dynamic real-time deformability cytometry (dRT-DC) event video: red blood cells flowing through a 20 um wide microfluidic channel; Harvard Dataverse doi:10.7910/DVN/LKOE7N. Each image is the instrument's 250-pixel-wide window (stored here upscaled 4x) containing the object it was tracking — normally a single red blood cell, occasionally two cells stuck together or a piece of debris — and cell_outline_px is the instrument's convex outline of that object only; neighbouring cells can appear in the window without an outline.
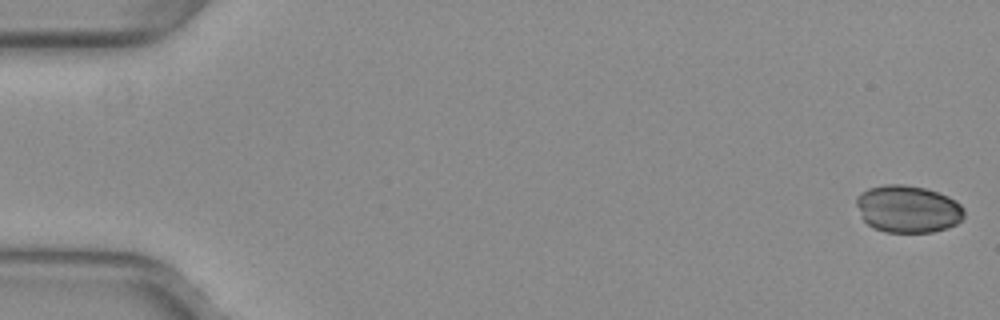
{"species": "common noctule bat (a hibernating species)", "species_latin": "Nyctalus noctula", "temperature_condition": "warm", "stored_images_in_passage": 52, "camera_frame_rate_fps": 3000, "um_per_image_px": 0.085, "animal": {"sex": "female", "body_mass_g": 29.2, "forearm_length_mm": 56.3}, "frame": {"image": 1, "passage_image": 1, "time_ms": 0.0, "image_size_px": [1000, 320], "cell_outline_px": [[964, 216], [956, 224], [948, 228], [932, 232], [884, 232], [872, 228], [860, 216], [856, 204], [856, 196], [860, 192], [868, 188], [884, 184], [904, 184], [924, 188], [948, 196], [956, 200], [964, 208]], "centroid_in_image_um": [77.14, 17.76], "position_along_channel_um": 7.9, "area_um2": 30.0}}
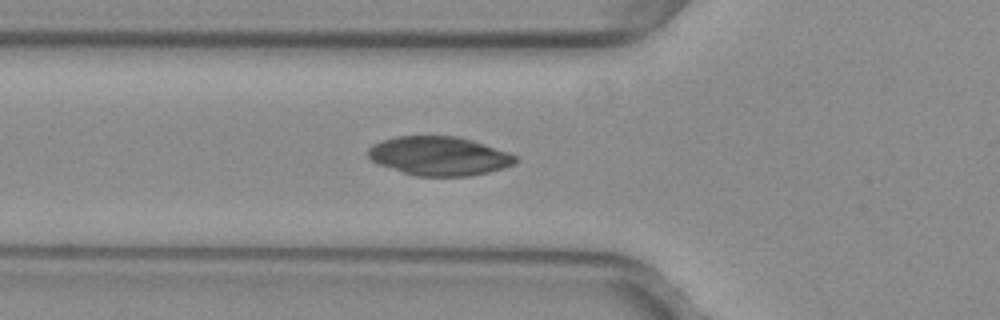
{"frame": {"image": 2, "passage_image": 19, "time_ms": 6.0, "image_size_px": [1000, 320], "cell_outline_px": [[520, 160], [516, 164], [504, 168], [488, 172], [468, 176], [416, 176], [380, 164], [372, 160], [368, 156], [368, 148], [372, 144], [396, 136], [456, 136], [472, 140], [508, 152], [516, 156]], "centroid_in_image_um": [37.37, 13.26], "position_along_channel_um": 88.4, "area_um2": 33.29}}
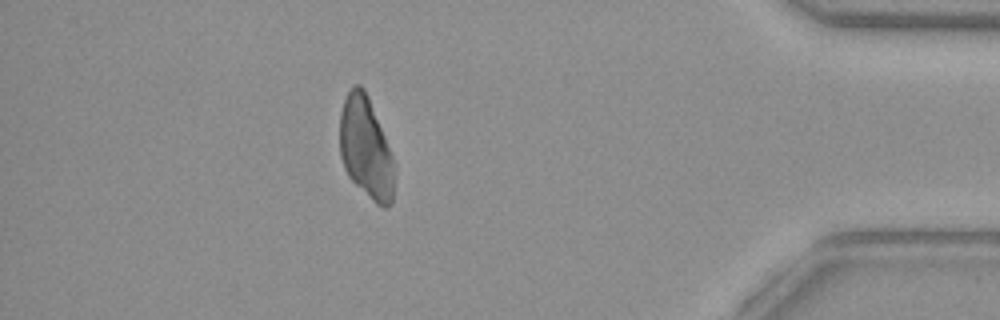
{"frame": {"image": 3, "passage_image": 46, "time_ms": 15.0, "image_size_px": [1000, 320], "cell_outline_px": [[396, 172], [392, 204], [384, 208], [376, 204], [348, 176], [344, 168], [340, 156], [340, 112], [344, 100], [352, 84], [360, 84], [364, 88], [368, 96], [396, 164]], "centroid_in_image_um": [31.12, 12.6], "position_along_channel_um": 404.1, "area_um2": 32.66}}